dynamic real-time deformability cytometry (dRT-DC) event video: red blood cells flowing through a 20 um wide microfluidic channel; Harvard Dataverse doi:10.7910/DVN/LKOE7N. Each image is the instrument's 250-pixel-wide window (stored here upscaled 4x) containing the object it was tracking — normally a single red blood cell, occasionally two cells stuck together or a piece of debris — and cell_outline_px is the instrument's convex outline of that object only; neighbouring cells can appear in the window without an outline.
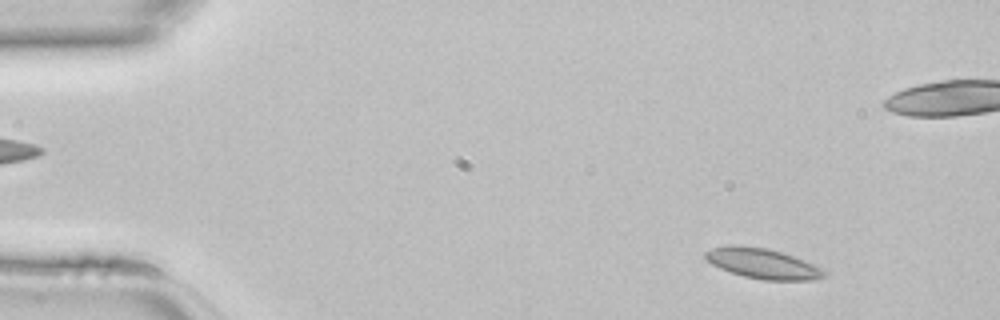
{"species": "common noctule bat (a hibernating species)", "species_latin": "Nyctalus noctula", "temperature_condition": "room temperature", "stored_images_in_passage": 13, "camera_frame_rate_fps": 3000, "um_per_image_px": 0.085, "animal": {"sex": "female", "body_mass_g": 22.7, "forearm_length_mm": 54.2}, "frame": {"image": 1, "passage_image": 4, "time_ms": 1.0, "image_size_px": [1000, 320], "cell_outline_px": [[828, 272], [824, 276], [812, 280], [764, 280], [744, 276], [720, 268], [712, 264], [704, 256], [704, 252], [712, 248], [728, 244], [732, 244], [768, 248], [804, 260], [824, 268]], "centroid_in_image_um": [64.83, 22.39], "position_along_channel_um": 20.2, "area_um2": 20.92}}